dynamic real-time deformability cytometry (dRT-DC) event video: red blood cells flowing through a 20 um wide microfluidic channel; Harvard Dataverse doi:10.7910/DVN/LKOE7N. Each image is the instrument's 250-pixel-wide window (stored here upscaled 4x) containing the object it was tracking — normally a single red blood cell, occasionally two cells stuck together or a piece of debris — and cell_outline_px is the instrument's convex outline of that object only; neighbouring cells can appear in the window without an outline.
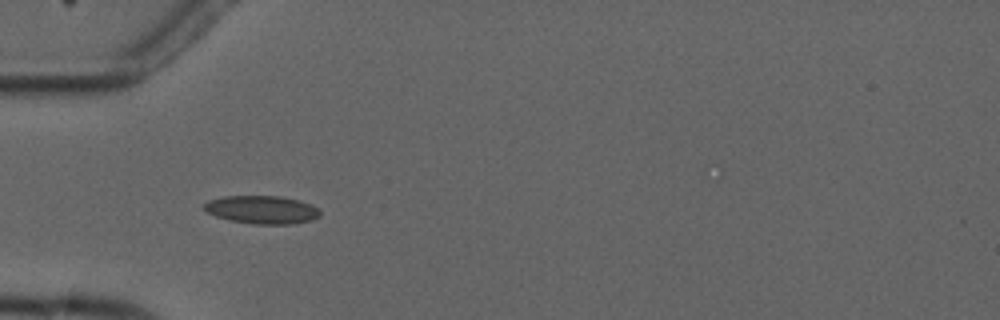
{"species": "common noctule bat (a hibernating species)", "species_latin": "Nyctalus noctula", "temperature_condition": "cold", "stored_images_in_passage": 6, "camera_frame_rate_fps": 3000, "um_per_image_px": 0.085, "animal": {"sex": "male", "forearm_length_mm": 52.5}, "frame": {"image": 1, "passage_image": 5, "time_ms": 5.667, "image_size_px": [1000, 320], "cell_outline_px": [[320, 216], [312, 220], [288, 224], [252, 224], [232, 220], [216, 216], [208, 212], [204, 208], [204, 204], [208, 200], [224, 196], [280, 196], [300, 200], [316, 208], [320, 212]], "centroid_in_image_um": [22.26, 17.82], "position_along_channel_um": 62.7, "area_um2": 18.79}}
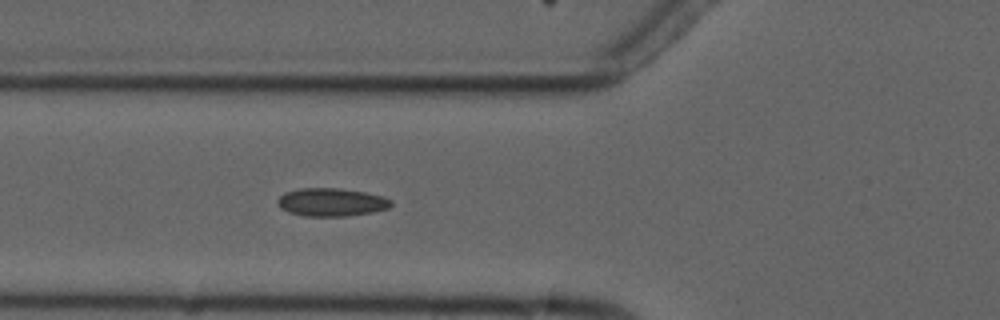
{"frame": {"image": 2, "passage_image": 6, "time_ms": 6.667, "image_size_px": [1000, 320], "cell_outline_px": [[392, 204], [388, 208], [372, 212], [348, 216], [304, 216], [288, 212], [280, 208], [276, 200], [284, 192], [300, 188], [340, 188], [364, 192], [380, 196], [392, 200]], "centroid_in_image_um": [28.13, 17.18], "position_along_channel_um": 97.7, "area_um2": 18.61}}